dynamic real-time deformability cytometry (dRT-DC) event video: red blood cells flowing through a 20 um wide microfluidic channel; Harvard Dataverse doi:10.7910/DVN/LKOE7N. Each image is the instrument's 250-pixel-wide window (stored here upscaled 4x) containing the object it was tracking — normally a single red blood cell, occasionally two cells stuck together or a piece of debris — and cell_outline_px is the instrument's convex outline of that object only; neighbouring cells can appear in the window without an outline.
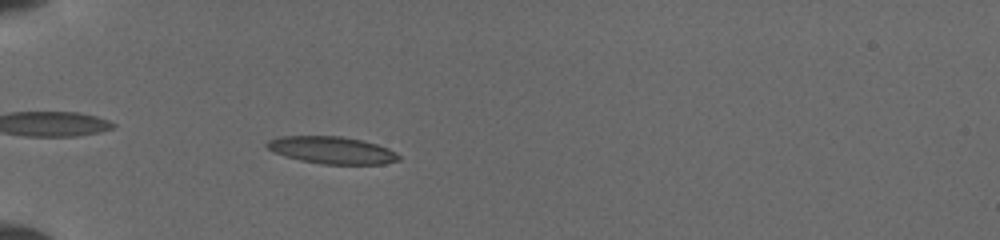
{"species": "common noctule bat (a hibernating species)", "species_latin": "Nyctalus noctula", "temperature_condition": "cold", "stored_images_in_passage": 17, "camera_frame_rate_fps": 3000, "um_per_image_px": 0.085, "animal": {"sex": "female", "body_mass_g": 19.5, "forearm_length_mm": 54.1}, "frame": {"image": 1, "passage_image": 13, "time_ms": 5.0, "image_size_px": [1000, 240], "cell_outline_px": [[400, 160], [384, 164], [320, 164], [300, 160], [276, 152], [268, 148], [264, 144], [268, 140], [280, 136], [340, 136], [360, 140], [376, 144], [388, 148], [396, 152], [400, 156]], "centroid_in_image_um": [28.23, 12.76], "position_along_channel_um": 56.8, "area_um2": 20.75}}
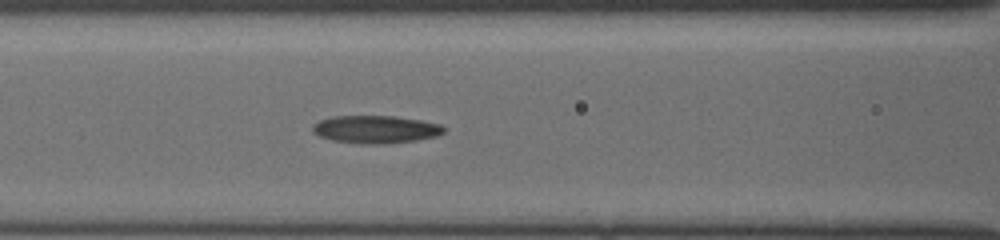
{"frame": {"image": 2, "passage_image": 17, "time_ms": 7.333, "image_size_px": [1000, 240], "cell_outline_px": [[444, 132], [436, 136], [416, 140], [380, 144], [364, 144], [332, 140], [320, 136], [312, 132], [312, 124], [320, 120], [332, 116], [392, 116], [420, 120], [440, 124], [444, 128]], "centroid_in_image_um": [31.89, 10.99], "position_along_channel_um": 134.7, "area_um2": 21.1}}